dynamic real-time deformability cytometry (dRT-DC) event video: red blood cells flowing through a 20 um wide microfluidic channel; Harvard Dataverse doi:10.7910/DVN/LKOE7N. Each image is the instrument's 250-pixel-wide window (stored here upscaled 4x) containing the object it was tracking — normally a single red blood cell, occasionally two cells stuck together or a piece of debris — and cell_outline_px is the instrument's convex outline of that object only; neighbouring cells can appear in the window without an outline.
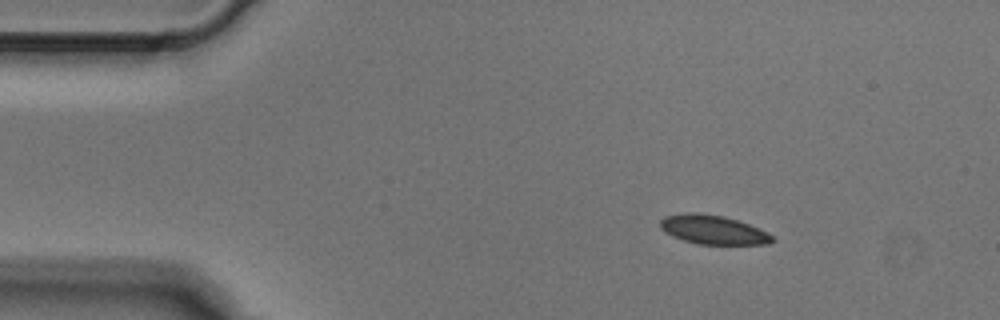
{"species": "Egyptian fruit bat (a non-hibernating species)", "species_latin": "Rousettus aegyptiacus", "temperature_condition": "cold", "stored_images_in_passage": 2, "camera_frame_rate_fps": 3000, "um_per_image_px": 0.085, "animal": {"sex": "male"}, "frame": {"image": 1, "passage_image": 1, "time_ms": 0.0, "image_size_px": [1000, 320], "cell_outline_px": [[776, 240], [768, 244], [696, 244], [672, 236], [664, 232], [660, 228], [660, 220], [664, 216], [684, 212], [700, 212], [724, 216], [748, 224], [768, 232]], "centroid_in_image_um": [60.58, 19.51], "position_along_channel_um": 24.4, "area_um2": 19.13}}
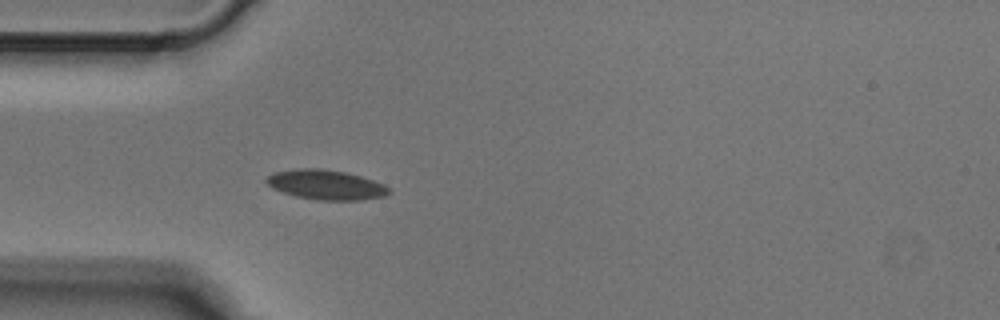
{"frame": {"image": 2, "passage_image": 2, "time_ms": 0.333, "image_size_px": [1000, 320], "cell_outline_px": [[392, 192], [384, 196], [360, 200], [316, 200], [296, 196], [272, 188], [264, 180], [268, 176], [276, 172], [300, 168], [320, 168], [344, 172], [360, 176], [384, 184]], "centroid_in_image_um": [27.71, 15.71], "position_along_channel_um": 57.3, "area_um2": 21.04}}